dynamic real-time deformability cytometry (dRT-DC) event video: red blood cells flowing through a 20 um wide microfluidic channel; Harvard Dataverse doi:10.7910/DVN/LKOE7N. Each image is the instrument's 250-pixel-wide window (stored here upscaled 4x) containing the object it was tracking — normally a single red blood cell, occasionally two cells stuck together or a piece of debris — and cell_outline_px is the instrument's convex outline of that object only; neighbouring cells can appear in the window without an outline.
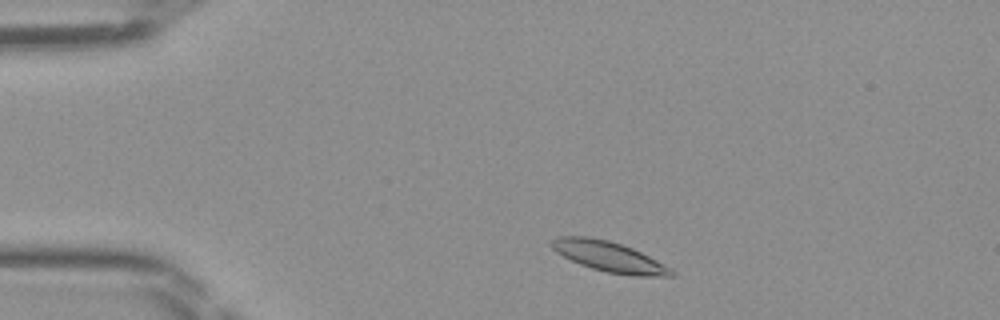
{"species": "Egyptian fruit bat (a non-hibernating species)", "species_latin": "Rousettus aegyptiacus", "temperature_condition": "room temperature", "stored_images_in_passage": 41, "camera_frame_rate_fps": 3000, "um_per_image_px": 0.085, "frame": {"image": 1, "passage_image": 3, "time_ms": 0.667, "image_size_px": [1000, 320], "cell_outline_px": [[676, 276], [632, 276], [608, 272], [592, 268], [580, 264], [556, 252], [548, 244], [556, 236], [588, 236], [608, 240], [632, 248], [672, 268], [676, 272]], "centroid_in_image_um": [51.77, 21.81], "position_along_channel_um": 33.2, "area_um2": 21.1}}
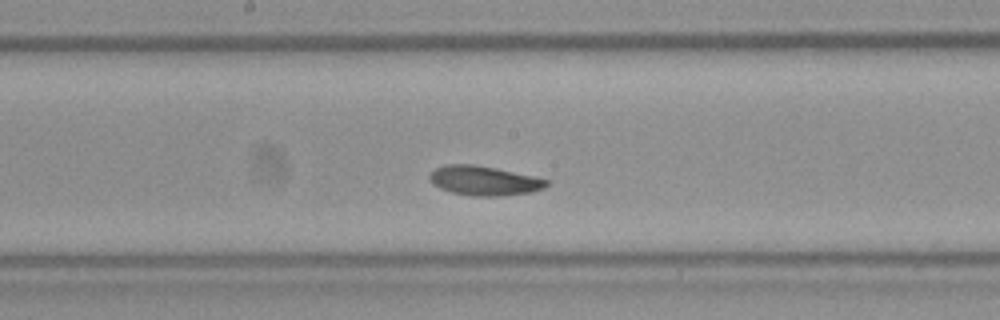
{"frame": {"image": 2, "passage_image": 19, "time_ms": 6.0, "image_size_px": [1000, 320], "cell_outline_px": [[548, 184], [544, 188], [532, 192], [500, 196], [472, 196], [452, 192], [440, 188], [432, 184], [428, 180], [428, 176], [436, 168], [444, 164], [476, 164], [496, 168], [532, 176], [548, 180]], "centroid_in_image_um": [41.11, 15.35], "position_along_channel_um": 207.1, "area_um2": 20.11}}
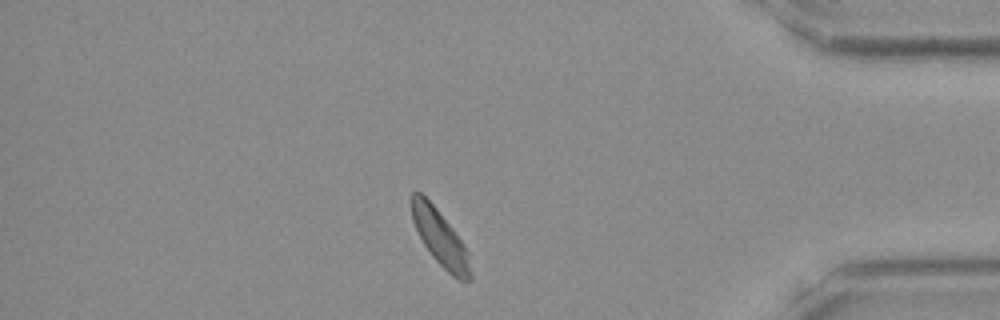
{"frame": {"image": 3, "passage_image": 35, "time_ms": 11.333, "image_size_px": [1000, 320], "cell_outline_px": [[472, 280], [460, 280], [452, 276], [432, 256], [424, 244], [412, 220], [408, 200], [412, 192], [420, 192], [436, 208], [452, 228], [468, 252], [472, 272]], "centroid_in_image_um": [37.38, 20.2], "position_along_channel_um": 397.8, "area_um2": 19.02}}